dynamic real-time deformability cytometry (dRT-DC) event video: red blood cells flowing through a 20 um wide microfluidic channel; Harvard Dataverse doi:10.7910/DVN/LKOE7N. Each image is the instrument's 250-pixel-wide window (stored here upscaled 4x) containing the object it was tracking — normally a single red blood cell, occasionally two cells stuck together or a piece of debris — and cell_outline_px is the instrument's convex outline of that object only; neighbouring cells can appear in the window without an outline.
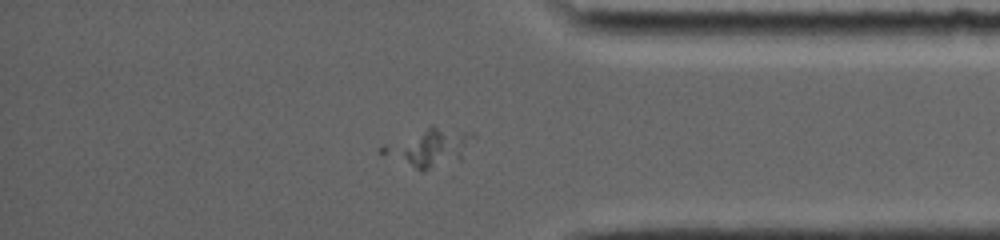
{"species": "common noctule bat (a hibernating species)", "species_latin": "Nyctalus noctula", "temperature_condition": "room temperature", "stored_images_in_passage": 25, "camera_frame_rate_fps": 5000, "um_per_image_px": 0.085, "animal": {"sex": "female", "body_mass_g": 19.0, "forearm_length_mm": 56.7}, "frame": {"image": 1, "passage_image": 22, "time_ms": 10.2, "image_size_px": [1000, 240], "cell_outline_px": [[476, 136], [460, 160], [424, 172], [420, 172], [396, 152], [432, 124], [476, 132]], "centroid_in_image_um": [37.13, 12.52], "position_along_channel_um": 398.1, "area_um2": 16.76}}